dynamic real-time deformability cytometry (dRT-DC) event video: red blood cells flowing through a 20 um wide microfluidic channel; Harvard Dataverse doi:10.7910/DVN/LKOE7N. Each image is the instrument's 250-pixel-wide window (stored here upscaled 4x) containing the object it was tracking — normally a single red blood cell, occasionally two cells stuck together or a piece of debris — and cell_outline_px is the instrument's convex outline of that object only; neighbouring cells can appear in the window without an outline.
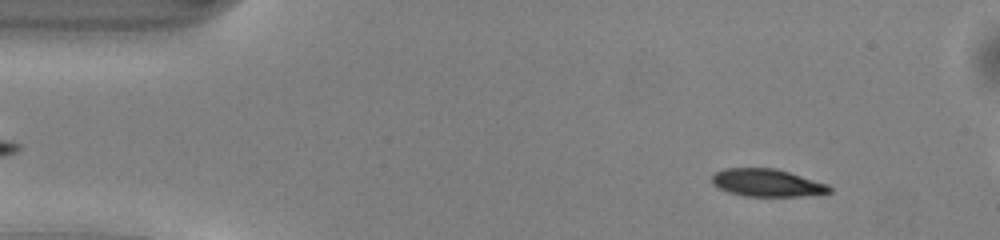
{"species": "common noctule bat (a hibernating species)", "species_latin": "Nyctalus noctula", "temperature_condition": "warm", "stored_images_in_passage": 46, "camera_frame_rate_fps": 3000, "um_per_image_px": 0.085, "animal": {"sex": "male", "body_mass_g": 13.0, "forearm_length_mm": 53.1}, "frame": {"image": 1, "passage_image": 5, "time_ms": 1.333, "image_size_px": [1000, 240], "cell_outline_px": [[832, 192], [800, 196], [744, 196], [728, 192], [716, 188], [712, 184], [712, 176], [716, 172], [724, 168], [776, 168], [828, 184], [832, 188]], "centroid_in_image_um": [65.17, 15.54], "position_along_channel_um": 19.8, "area_um2": 18.96}}
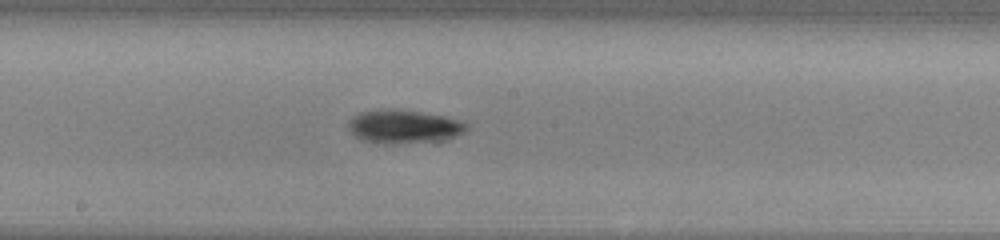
{"frame": {"image": 2, "passage_image": 25, "time_ms": 8.0, "image_size_px": [1000, 240], "cell_outline_px": [[468, 128], [464, 132], [456, 136], [444, 140], [384, 144], [364, 140], [356, 136], [348, 128], [348, 120], [352, 116], [360, 112], [420, 112], [444, 116], [464, 120], [468, 124]], "centroid_in_image_um": [34.4, 10.8], "position_along_channel_um": 213.8, "area_um2": 22.25}}
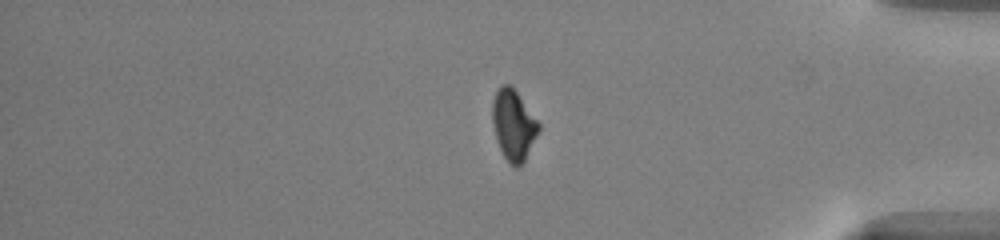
{"frame": {"image": 3, "passage_image": 40, "time_ms": 13.0, "image_size_px": [1000, 240], "cell_outline_px": [[540, 132], [524, 160], [516, 168], [504, 156], [496, 140], [492, 124], [492, 100], [496, 92], [504, 84], [512, 84], [540, 124]], "centroid_in_image_um": [43.65, 10.59], "position_along_channel_um": 391.6, "area_um2": 19.02}, "authors_computed_cell_mechanics": {"area_um2": 20.2878, "velocity_mm_per_s": 4.1392, "shape_relaxation_time_tau1_ms": 1.6124, "shape_relaxation_time_tau2_ms": null, "deformation_change_tau1": 0.1228, "deformation_change_tau2": null}}